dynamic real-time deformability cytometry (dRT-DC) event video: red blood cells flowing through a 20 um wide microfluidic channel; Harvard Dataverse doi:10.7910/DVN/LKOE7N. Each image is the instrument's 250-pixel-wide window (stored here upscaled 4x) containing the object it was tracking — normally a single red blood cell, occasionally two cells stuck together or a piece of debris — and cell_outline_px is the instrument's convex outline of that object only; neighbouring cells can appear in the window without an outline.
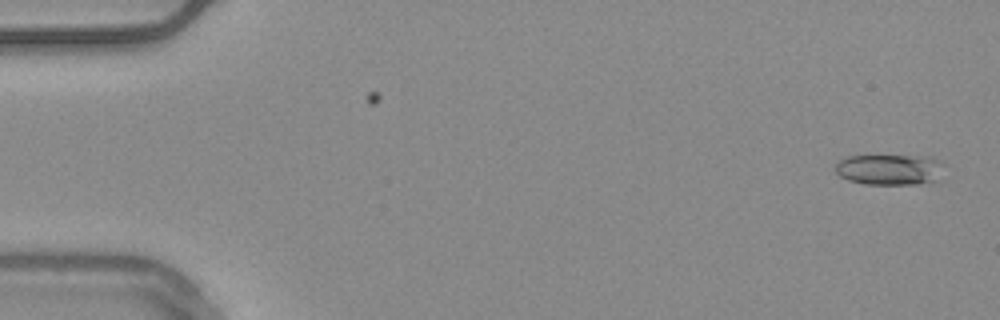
{"species": "common noctule bat (a hibernating species)", "species_latin": "Nyctalus noctula", "temperature_condition": "warm", "stored_images_in_passage": 53, "camera_frame_rate_fps": 3000, "um_per_image_px": 0.085, "animal": {"sex": "male", "body_mass_g": 20.4}, "frame": {"image": 1, "passage_image": 1, "time_ms": 0.0, "image_size_px": [1000, 320], "cell_outline_px": [[944, 164], [932, 180], [920, 184], [864, 184], [848, 180], [840, 176], [836, 172], [836, 164], [840, 160], [848, 156], [932, 156], [940, 160]], "centroid_in_image_um": [75.57, 14.4], "position_along_channel_um": 9.4, "area_um2": 19.19}}
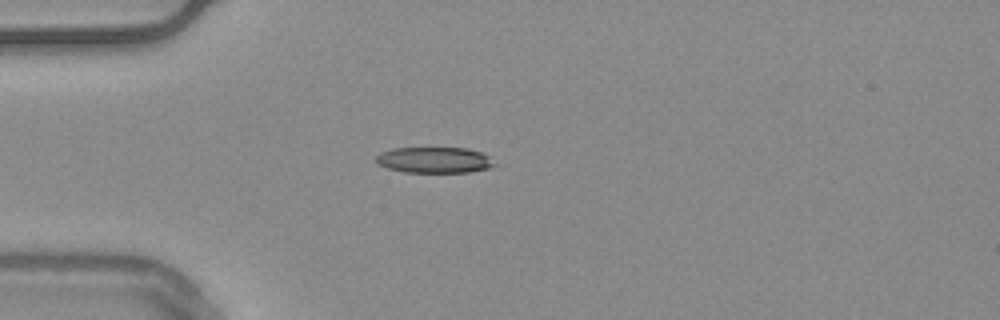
{"frame": {"image": 2, "passage_image": 14, "time_ms": 4.333, "image_size_px": [1000, 320], "cell_outline_px": [[496, 164], [488, 168], [468, 172], [404, 172], [388, 168], [376, 164], [376, 156], [380, 152], [392, 148], [468, 148], [480, 152], [488, 156]], "centroid_in_image_um": [36.88, 13.6], "position_along_channel_um": 48.1, "area_um2": 17.86}}
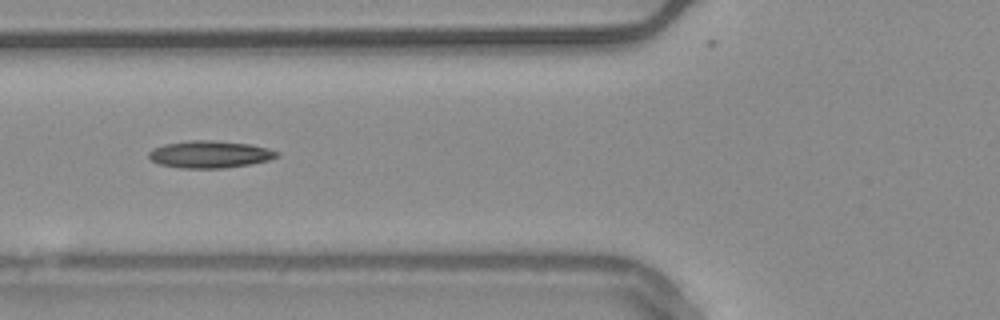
{"frame": {"image": 3, "passage_image": 20, "time_ms": 6.333, "image_size_px": [1000, 320], "cell_outline_px": [[280, 156], [268, 160], [248, 164], [224, 168], [180, 168], [160, 164], [152, 160], [148, 156], [148, 152], [152, 148], [164, 144], [192, 140], [208, 140], [248, 144], [268, 148], [280, 152]], "centroid_in_image_um": [17.82, 13.12], "position_along_channel_um": 108.0, "area_um2": 20.17}, "authors_computed_cell_mechanics": {"area_um2": 18.9584, "velocity_mm_per_s": 3.7534, "shape_relaxation_time_tau1_ms": 10.9402, "shape_relaxation_time_tau2_ms": 2.3419, "deformation_change_tau1": 0.239, "deformation_change_tau2": 0.1076}}